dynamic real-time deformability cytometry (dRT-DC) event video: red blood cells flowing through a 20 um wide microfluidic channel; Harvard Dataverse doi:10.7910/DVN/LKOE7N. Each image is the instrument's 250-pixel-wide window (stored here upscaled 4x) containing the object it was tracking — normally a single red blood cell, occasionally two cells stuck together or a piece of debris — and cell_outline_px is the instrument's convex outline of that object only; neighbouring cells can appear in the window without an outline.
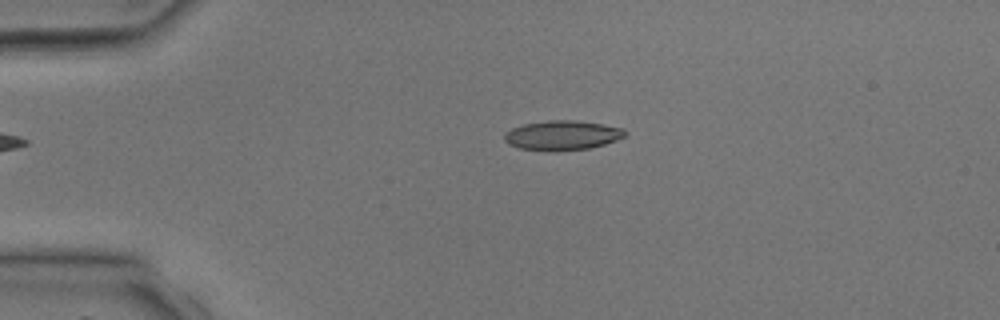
{"species": "common noctule bat (a hibernating species)", "species_latin": "Nyctalus noctula", "temperature_condition": "room temperature", "stored_images_in_passage": 3, "camera_frame_rate_fps": 3000, "um_per_image_px": 0.085, "animal": {"sex": "male", "body_mass_g": 17.9, "forearm_length_mm": 54.2}, "frame": {"image": 1, "passage_image": 2, "time_ms": 1.333, "image_size_px": [1000, 320], "cell_outline_px": [[628, 132], [624, 136], [616, 140], [604, 144], [588, 148], [548, 152], [520, 148], [508, 144], [504, 140], [504, 136], [512, 128], [524, 124], [548, 120], [576, 120], [624, 128]], "centroid_in_image_um": [47.79, 11.51], "position_along_channel_um": 37.2, "area_um2": 20.75}}